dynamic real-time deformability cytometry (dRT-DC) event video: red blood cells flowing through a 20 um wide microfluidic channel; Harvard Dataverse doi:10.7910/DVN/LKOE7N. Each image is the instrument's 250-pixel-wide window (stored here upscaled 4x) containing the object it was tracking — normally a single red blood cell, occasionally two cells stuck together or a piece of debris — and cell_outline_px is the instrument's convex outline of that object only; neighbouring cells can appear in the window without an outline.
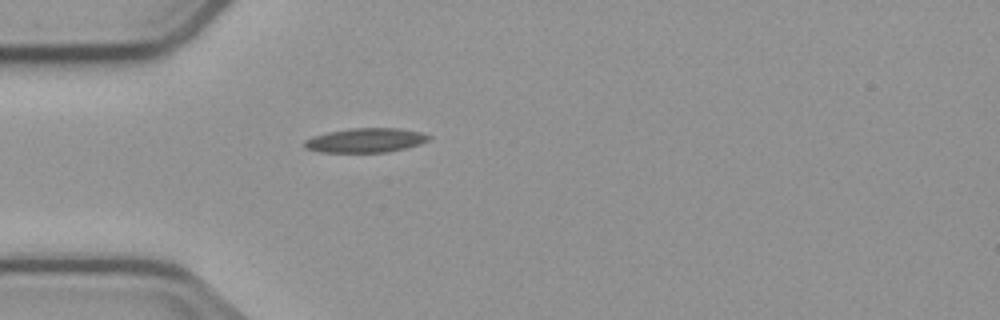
{"species": "common noctule bat (a hibernating species)", "species_latin": "Nyctalus noctula", "temperature_condition": "cold", "stored_images_in_passage": 1, "camera_frame_rate_fps": 3000, "um_per_image_px": 0.085, "animal": {"sex": "male", "body_mass_g": 23.1, "forearm_length_mm": 52.7}, "frame": {"image": 1, "passage_image": 1, "time_ms": 0.0, "image_size_px": [1000, 320], "cell_outline_px": [[432, 136], [428, 140], [420, 144], [388, 152], [320, 152], [304, 148], [304, 140], [312, 136], [328, 132], [352, 128], [396, 128], [420, 132]], "centroid_in_image_um": [31.05, 11.92], "position_along_channel_um": 54.0, "area_um2": 17.57}}